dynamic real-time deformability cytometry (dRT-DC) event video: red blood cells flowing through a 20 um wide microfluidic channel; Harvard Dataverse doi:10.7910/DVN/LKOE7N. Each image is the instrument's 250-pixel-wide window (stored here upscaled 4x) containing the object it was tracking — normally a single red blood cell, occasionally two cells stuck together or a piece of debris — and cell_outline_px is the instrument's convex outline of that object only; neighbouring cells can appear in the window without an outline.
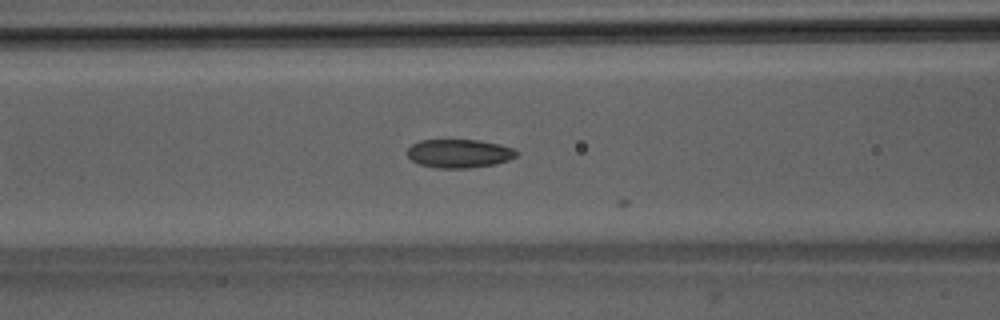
{"species": "Egyptian fruit bat (a non-hibernating species)", "species_latin": "Rousettus aegyptiacus", "temperature_condition": "room temperature", "stored_images_in_passage": 8, "camera_frame_rate_fps": 3000, "um_per_image_px": 0.085, "animal": {"sex": "male"}, "frame": {"image": 1, "passage_image": 7, "time_ms": 2.0, "image_size_px": [1000, 320], "cell_outline_px": [[520, 152], [516, 156], [508, 160], [496, 164], [468, 168], [436, 168], [420, 164], [412, 160], [408, 156], [408, 148], [412, 144], [420, 140], [480, 140], [500, 144], [516, 148]], "centroid_in_image_um": [39.08, 13.04], "position_along_channel_um": 127.5, "area_um2": 18.32}}